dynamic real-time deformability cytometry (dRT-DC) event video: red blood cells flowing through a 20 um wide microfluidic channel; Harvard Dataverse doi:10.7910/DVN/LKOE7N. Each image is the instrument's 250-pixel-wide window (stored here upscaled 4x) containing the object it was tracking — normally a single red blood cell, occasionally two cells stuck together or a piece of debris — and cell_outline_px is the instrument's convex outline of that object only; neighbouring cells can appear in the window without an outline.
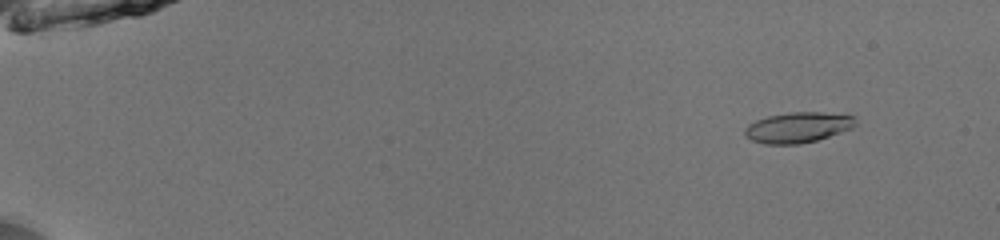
{"species": "common noctule bat (a hibernating species)", "species_latin": "Nyctalus noctula", "temperature_condition": "room temperature", "stored_images_in_passage": 52, "camera_frame_rate_fps": 3000, "um_per_image_px": 0.085, "animal": {"sex": "male", "body_mass_g": 13.0, "forearm_length_mm": 53.1}, "frame": {"image": 1, "passage_image": 6, "time_ms": 1.667, "image_size_px": [1000, 240], "cell_outline_px": [[856, 124], [852, 128], [816, 140], [800, 144], [764, 144], [752, 140], [744, 136], [744, 128], [748, 124], [756, 120], [768, 116], [792, 112], [844, 112], [856, 116]], "centroid_in_image_um": [67.86, 10.81], "position_along_channel_um": 17.1, "area_um2": 20.0}}
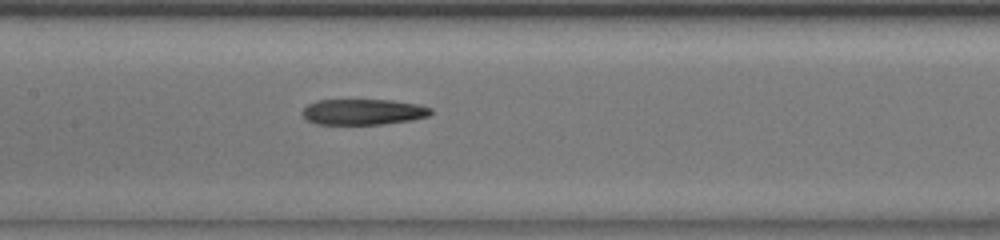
{"frame": {"image": 2, "passage_image": 28, "time_ms": 9.0, "image_size_px": [1000, 240], "cell_outline_px": [[432, 112], [428, 116], [412, 120], [384, 124], [316, 124], [304, 120], [300, 112], [308, 104], [316, 100], [392, 100], [420, 104], [432, 108]], "centroid_in_image_um": [30.85, 9.51], "position_along_channel_um": 176.6, "area_um2": 19.59}}
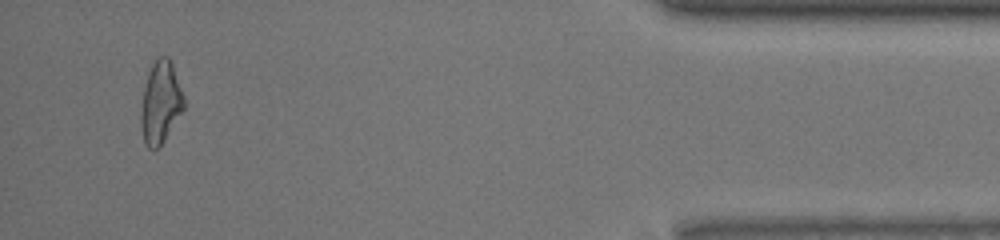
{"frame": {"image": 3, "passage_image": 50, "time_ms": 16.333, "image_size_px": [1000, 240], "cell_outline_px": [[184, 108], [164, 140], [156, 148], [148, 148], [144, 144], [140, 124], [140, 112], [144, 88], [148, 72], [156, 56], [168, 56], [172, 64], [184, 96]], "centroid_in_image_um": [13.63, 8.69], "position_along_channel_um": 421.6, "area_um2": 20.46}, "authors_computed_cell_mechanics": {"area_um2": 20.1144, "velocity_mm_per_s": 4.075, "shape_relaxation_time_tau1_ms": 6.3875, "shape_relaxation_time_tau2_ms": null, "deformation_change_tau1": 0.2169, "deformation_change_tau2": null}}